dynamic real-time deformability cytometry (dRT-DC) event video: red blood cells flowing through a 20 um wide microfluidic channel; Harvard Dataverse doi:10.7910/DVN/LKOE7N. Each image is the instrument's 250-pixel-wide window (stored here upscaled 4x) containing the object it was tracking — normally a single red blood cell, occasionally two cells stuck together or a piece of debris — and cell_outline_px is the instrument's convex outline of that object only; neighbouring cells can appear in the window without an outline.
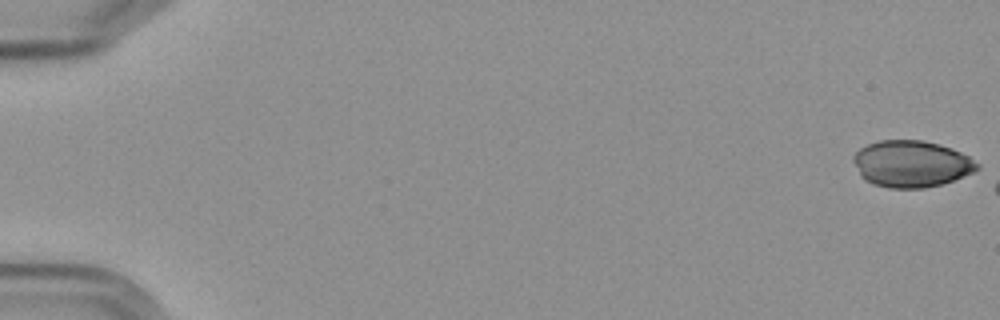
{"species": "Egyptian fruit bat (a non-hibernating species)", "species_latin": "Rousettus aegyptiacus", "temperature_condition": "cold", "stored_images_in_passage": 3, "camera_frame_rate_fps": 3000, "um_per_image_px": 0.085, "frame": {"image": 1, "passage_image": 1, "time_ms": 0.0, "image_size_px": [1000, 320], "cell_outline_px": [[980, 168], [972, 172], [952, 180], [940, 184], [924, 188], [888, 188], [872, 184], [864, 180], [860, 176], [852, 160], [852, 156], [860, 148], [868, 144], [880, 140], [924, 140], [940, 144], [952, 148], [968, 156], [980, 164]], "centroid_in_image_um": [77.43, 13.92], "position_along_channel_um": 7.6, "area_um2": 33.76}}